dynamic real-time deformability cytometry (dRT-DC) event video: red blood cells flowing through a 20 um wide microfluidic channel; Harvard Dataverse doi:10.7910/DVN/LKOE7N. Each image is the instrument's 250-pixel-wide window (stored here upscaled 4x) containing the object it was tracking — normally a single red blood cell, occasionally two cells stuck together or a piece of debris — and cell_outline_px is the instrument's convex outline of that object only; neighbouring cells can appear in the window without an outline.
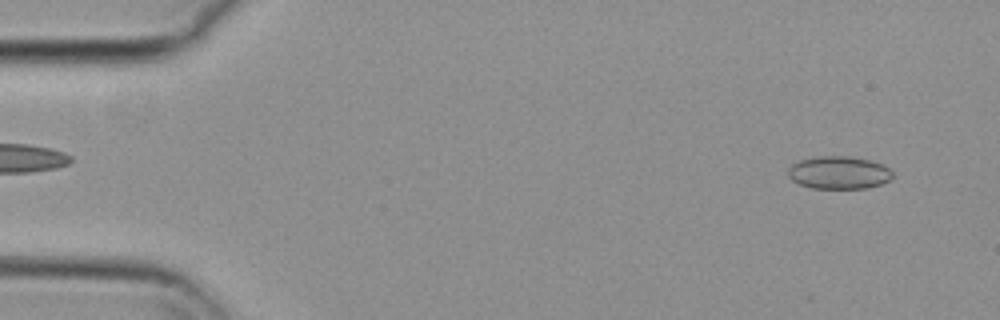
{"species": "common noctule bat (a hibernating species)", "species_latin": "Nyctalus noctula", "temperature_condition": "cold", "stored_images_in_passage": 10, "camera_frame_rate_fps": 3000, "um_per_image_px": 0.085, "animal": {"sex": "female", "body_mass_g": 29.2, "forearm_length_mm": 56.3}, "frame": {"image": 1, "passage_image": 2, "time_ms": 0.333, "image_size_px": [1000, 320], "cell_outline_px": [[892, 176], [888, 180], [880, 184], [868, 188], [812, 188], [800, 184], [792, 180], [788, 176], [788, 168], [792, 164], [800, 160], [820, 156], [848, 156], [868, 160], [880, 164], [888, 168], [892, 172]], "centroid_in_image_um": [71.27, 14.67], "position_along_channel_um": 13.7, "area_um2": 19.71}}